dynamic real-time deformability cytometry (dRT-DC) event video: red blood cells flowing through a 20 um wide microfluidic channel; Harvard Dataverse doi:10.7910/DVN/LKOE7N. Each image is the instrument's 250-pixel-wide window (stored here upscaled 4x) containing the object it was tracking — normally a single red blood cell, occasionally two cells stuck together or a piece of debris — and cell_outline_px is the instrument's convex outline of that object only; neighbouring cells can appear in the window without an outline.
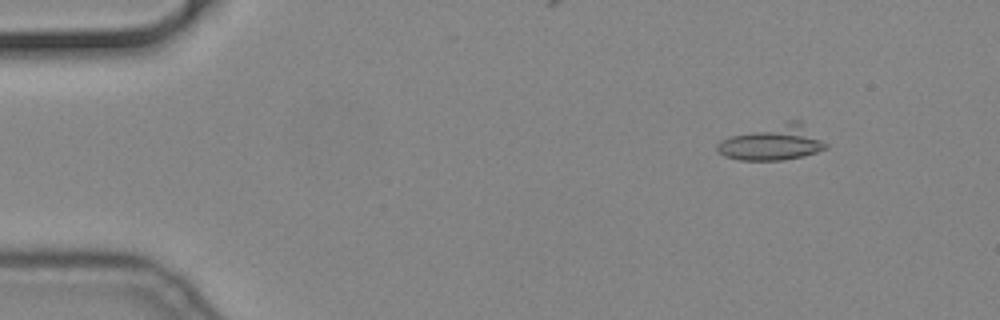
{"species": "common noctule bat (a hibernating species)", "species_latin": "Nyctalus noctula", "temperature_condition": "cold", "stored_images_in_passage": 13, "camera_frame_rate_fps": 3000, "um_per_image_px": 0.085, "animal": {"sex": "male", "body_mass_g": 19.2, "forearm_length_mm": 51.8}, "frame": {"image": 1, "passage_image": 1, "time_ms": 0.0, "image_size_px": [1000, 320], "cell_outline_px": [[828, 148], [804, 156], [784, 160], [740, 160], [724, 156], [716, 148], [716, 144], [720, 140], [732, 136], [788, 120], [804, 120], [828, 144]], "centroid_in_image_um": [65.77, 12.11], "position_along_channel_um": 19.2, "area_um2": 22.48}}
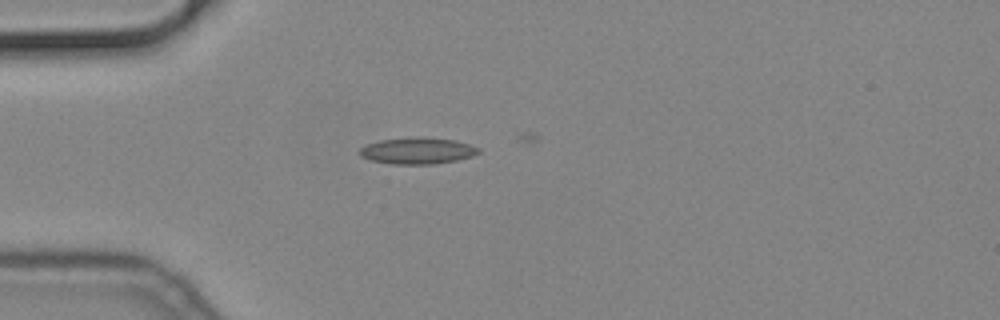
{"frame": {"image": 2, "passage_image": 10, "time_ms": 3.0, "image_size_px": [1000, 320], "cell_outline_px": [[480, 152], [472, 156], [456, 160], [432, 164], [392, 164], [372, 160], [360, 156], [356, 152], [364, 144], [380, 140], [408, 136], [424, 136], [456, 140], [480, 148]], "centroid_in_image_um": [35.44, 12.79], "position_along_channel_um": 49.6, "area_um2": 18.73}}